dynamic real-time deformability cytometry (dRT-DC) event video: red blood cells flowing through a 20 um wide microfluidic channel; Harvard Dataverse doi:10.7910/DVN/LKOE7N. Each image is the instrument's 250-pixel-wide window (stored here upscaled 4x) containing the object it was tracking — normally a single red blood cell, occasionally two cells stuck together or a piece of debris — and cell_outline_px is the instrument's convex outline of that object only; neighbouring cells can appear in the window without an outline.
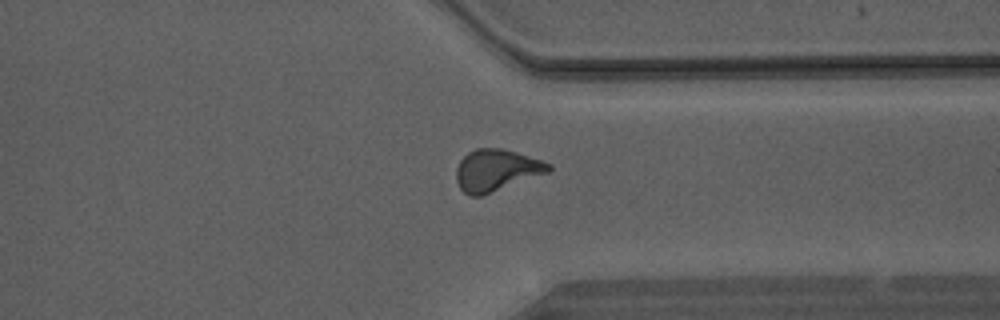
{"species": "Egyptian fruit bat (a non-hibernating species)", "species_latin": "Rousettus aegyptiacus", "temperature_condition": "warm", "stored_images_in_passage": 45, "camera_frame_rate_fps": 3000, "um_per_image_px": 0.085, "animal": {"sex": "male"}, "frame": {"image": 1, "passage_image": 35, "time_ms": 11.333, "image_size_px": [1000, 320], "cell_outline_px": [[552, 168], [548, 172], [480, 196], [468, 196], [460, 188], [456, 180], [456, 168], [460, 160], [468, 152], [476, 148], [504, 148], [552, 164]], "centroid_in_image_um": [42.15, 14.46], "position_along_channel_um": 369.2, "area_um2": 22.25}}
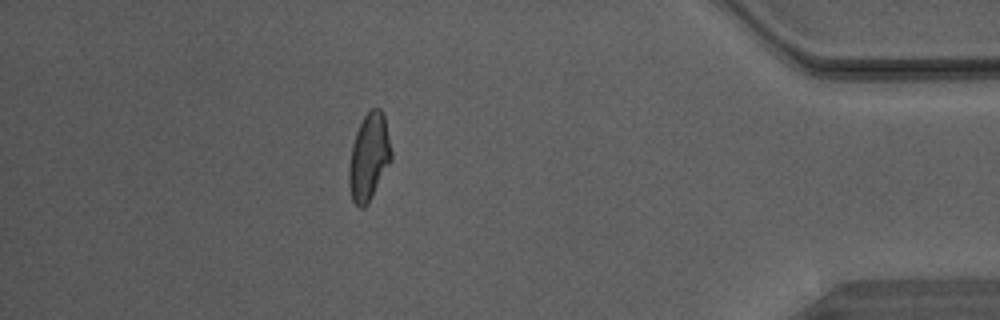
{"frame": {"image": 2, "passage_image": 40, "time_ms": 13.0, "image_size_px": [1000, 320], "cell_outline_px": [[392, 160], [368, 204], [364, 208], [360, 208], [352, 200], [348, 180], [348, 168], [352, 144], [356, 132], [364, 116], [372, 108], [380, 108], [384, 116], [392, 152]], "centroid_in_image_um": [31.36, 13.37], "position_along_channel_um": 403.8, "area_um2": 21.44}}